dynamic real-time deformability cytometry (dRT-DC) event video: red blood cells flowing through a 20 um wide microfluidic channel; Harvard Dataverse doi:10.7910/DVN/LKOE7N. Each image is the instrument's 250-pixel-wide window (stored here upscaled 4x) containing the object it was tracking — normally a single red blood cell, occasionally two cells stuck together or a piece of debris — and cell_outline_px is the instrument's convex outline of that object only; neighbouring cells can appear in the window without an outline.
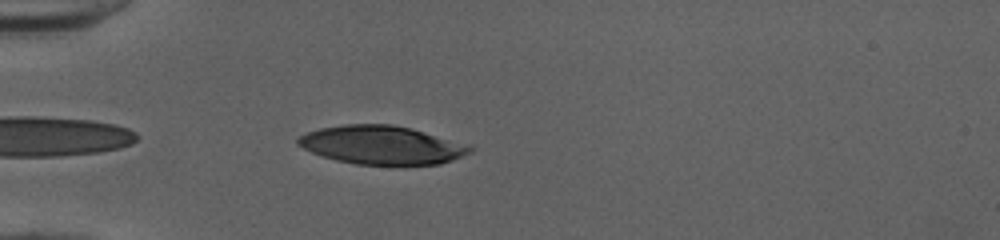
{"species": "human", "species_latin": "Homo sapiens", "temperature_condition": "cold", "stored_images_in_passage": 37, "camera_frame_rate_fps": 3000, "um_per_image_px": 0.085, "donor": {"sex": "female"}, "frame": {"image": 1, "passage_image": 2, "time_ms": 0.333, "image_size_px": [1000, 240], "cell_outline_px": [[476, 148], [472, 152], [452, 160], [440, 164], [356, 164], [336, 160], [312, 152], [296, 144], [296, 140], [300, 136], [308, 132], [320, 128], [344, 124], [392, 124], [408, 128], [468, 144]], "centroid_in_image_um": [32.46, 12.32], "position_along_channel_um": 52.5, "area_um2": 38.21}}
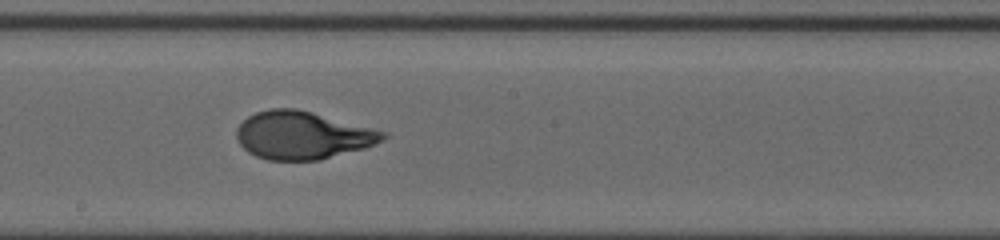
{"frame": {"image": 2, "passage_image": 16, "time_ms": 5.0, "image_size_px": [1000, 240], "cell_outline_px": [[388, 136], [384, 140], [364, 148], [320, 160], [268, 160], [256, 156], [248, 152], [240, 144], [236, 136], [236, 128], [248, 116], [256, 112], [272, 108], [296, 108], [312, 112], [388, 132]], "centroid_in_image_um": [25.72, 11.5], "position_along_channel_um": 222.5, "area_um2": 40.75}}
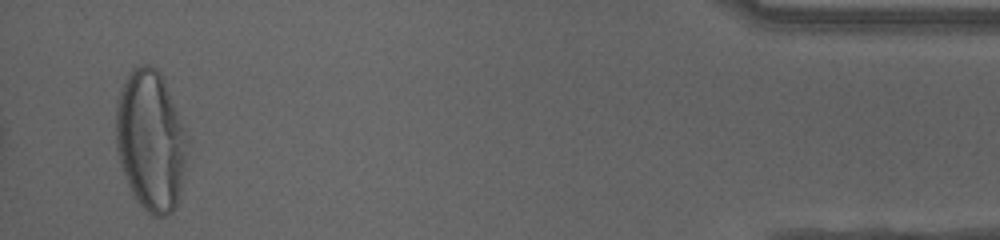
{"frame": {"image": 3, "passage_image": 36, "time_ms": 11.667, "image_size_px": [1000, 240], "cell_outline_px": [[188, 140], [184, 172], [176, 208], [168, 216], [152, 216], [136, 200], [124, 176], [120, 164], [116, 148], [116, 100], [132, 68], [140, 64], [152, 64], [160, 72], [164, 80], [188, 136]], "centroid_in_image_um": [12.81, 11.95], "position_along_channel_um": 422.4, "area_um2": 58.55}, "authors_computed_cell_mechanics": {"area_um2": 40.6912, "velocity_mm_per_s": 4.019, "shape_relaxation_time_tau1_ms": 3.8618, "shape_relaxation_time_tau2_ms": null, "deformation_change_tau1": 0.2219, "deformation_change_tau2": null}}